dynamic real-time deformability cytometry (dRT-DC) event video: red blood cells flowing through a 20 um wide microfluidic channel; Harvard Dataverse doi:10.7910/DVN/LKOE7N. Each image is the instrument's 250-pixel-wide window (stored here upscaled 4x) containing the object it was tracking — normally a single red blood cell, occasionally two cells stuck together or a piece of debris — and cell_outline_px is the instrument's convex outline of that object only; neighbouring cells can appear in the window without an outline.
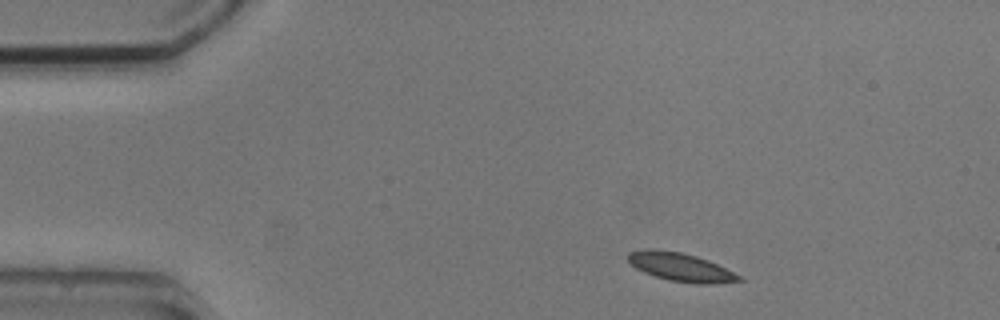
{"species": "common noctule bat (a hibernating species)", "species_latin": "Nyctalus noctula", "temperature_condition": "cold", "stored_images_in_passage": 2, "camera_frame_rate_fps": 3000, "um_per_image_px": 0.085, "animal": {"sex": "male", "body_mass_g": 20.5, "forearm_length_mm": 52.5}, "frame": {"image": 1, "passage_image": 1, "time_ms": 0.0, "image_size_px": [1000, 320], "cell_outline_px": [[744, 280], [716, 284], [696, 284], [668, 280], [644, 272], [636, 268], [628, 260], [628, 252], [644, 248], [656, 248], [680, 252], [696, 256], [708, 260], [740, 276]], "centroid_in_image_um": [57.82, 22.69], "position_along_channel_um": 27.2, "area_um2": 18.38}}